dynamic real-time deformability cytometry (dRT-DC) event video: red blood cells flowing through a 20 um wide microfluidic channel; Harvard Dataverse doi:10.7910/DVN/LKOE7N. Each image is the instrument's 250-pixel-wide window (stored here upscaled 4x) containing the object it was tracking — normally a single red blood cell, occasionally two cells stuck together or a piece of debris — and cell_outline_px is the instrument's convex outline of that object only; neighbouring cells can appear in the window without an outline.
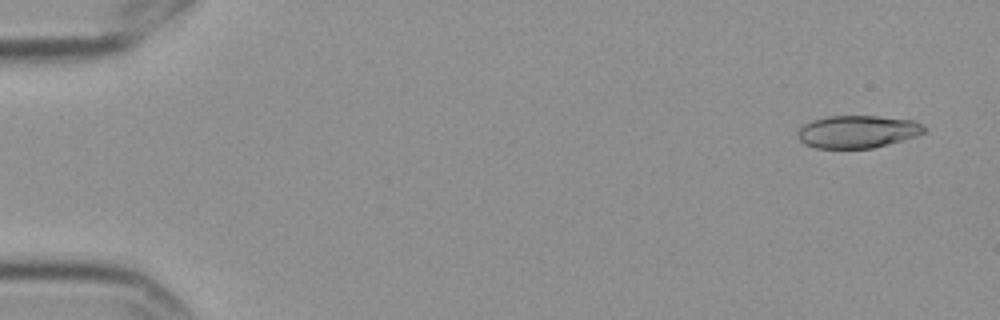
{"species": "Egyptian fruit bat (a non-hibernating species)", "species_latin": "Rousettus aegyptiacus", "temperature_condition": "cold", "stored_images_in_passage": 6, "camera_frame_rate_fps": 3000, "um_per_image_px": 0.085, "frame": {"image": 1, "passage_image": 1, "time_ms": 0.0, "image_size_px": [1000, 320], "cell_outline_px": [[924, 132], [916, 136], [872, 148], [816, 148], [804, 144], [796, 136], [800, 128], [804, 124], [812, 120], [828, 116], [876, 116], [912, 120], [924, 124]], "centroid_in_image_um": [72.86, 11.19], "position_along_channel_um": 12.1, "area_um2": 23.87}}
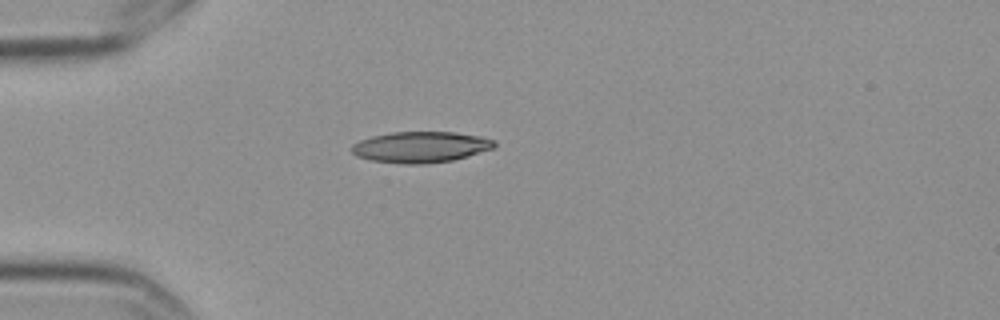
{"frame": {"image": 2, "passage_image": 4, "time_ms": 1.0, "image_size_px": [1000, 320], "cell_outline_px": [[496, 144], [492, 148], [452, 160], [424, 164], [404, 164], [372, 160], [356, 156], [352, 152], [352, 144], [360, 140], [372, 136], [392, 132], [452, 132], [480, 136], [496, 140]], "centroid_in_image_um": [35.73, 12.49], "position_along_channel_um": 49.3, "area_um2": 25.55}}
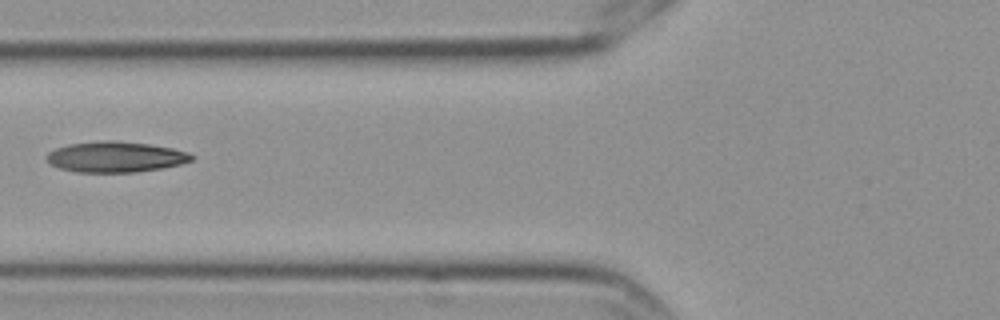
{"frame": {"image": 3, "passage_image": 6, "time_ms": 1.667, "image_size_px": [1000, 320], "cell_outline_px": [[196, 156], [192, 160], [180, 164], [160, 168], [136, 172], [76, 172], [60, 168], [52, 164], [44, 156], [48, 152], [56, 148], [68, 144], [100, 140], [116, 140], [148, 144], [172, 148], [188, 152]], "centroid_in_image_um": [9.81, 13.32], "position_along_channel_um": 116.0, "area_um2": 25.95}}